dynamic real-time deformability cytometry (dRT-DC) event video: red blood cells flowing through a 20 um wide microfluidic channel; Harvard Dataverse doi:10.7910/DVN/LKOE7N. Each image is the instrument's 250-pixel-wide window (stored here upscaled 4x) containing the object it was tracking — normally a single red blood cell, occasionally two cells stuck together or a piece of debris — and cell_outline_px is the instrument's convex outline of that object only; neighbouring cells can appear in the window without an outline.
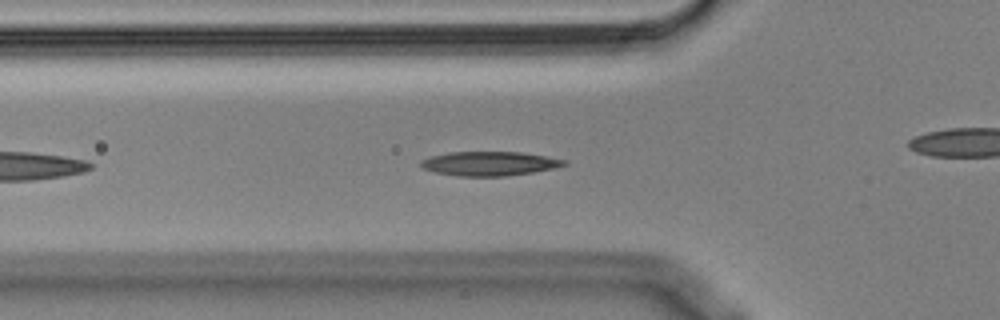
{"species": "Egyptian fruit bat (a non-hibernating species)", "species_latin": "Rousettus aegyptiacus", "temperature_condition": "cold", "stored_images_in_passage": 21, "camera_frame_rate_fps": 3000, "um_per_image_px": 0.085, "animal": {"sex": "male"}, "frame": {"image": 1, "passage_image": 7, "time_ms": 2.0, "image_size_px": [1000, 320], "cell_outline_px": [[568, 164], [556, 168], [508, 176], [456, 176], [436, 172], [420, 168], [420, 160], [428, 156], [448, 152], [520, 152], [568, 160]], "centroid_in_image_um": [41.57, 13.9], "position_along_channel_um": 84.2, "area_um2": 20.4}}
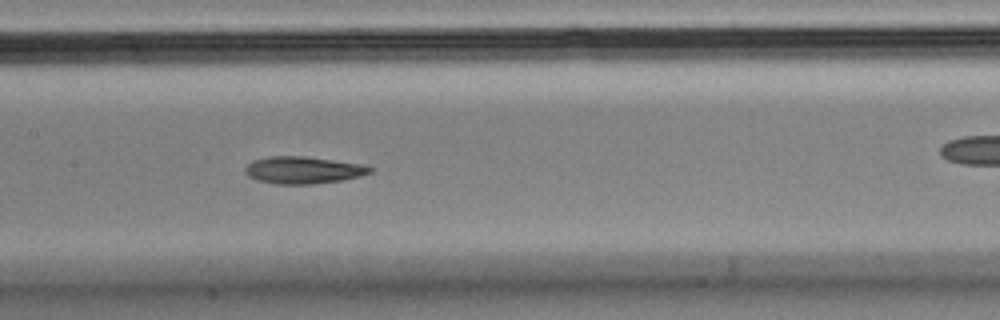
{"frame": {"image": 2, "passage_image": 15, "time_ms": 4.667, "image_size_px": [1000, 320], "cell_outline_px": [[372, 172], [360, 176], [344, 180], [312, 184], [276, 184], [256, 180], [248, 176], [244, 172], [244, 168], [252, 160], [268, 156], [304, 156], [360, 164], [372, 168]], "centroid_in_image_um": [25.72, 14.46], "position_along_channel_um": 181.7, "area_um2": 19.77}}
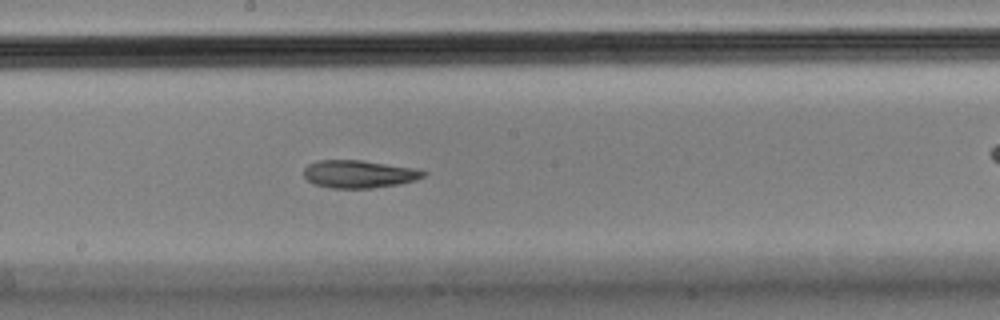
{"frame": {"image": 3, "passage_image": 18, "time_ms": 5.667, "image_size_px": [1000, 320], "cell_outline_px": [[428, 172], [424, 176], [416, 180], [400, 184], [372, 188], [332, 188], [312, 184], [304, 176], [304, 168], [308, 164], [320, 160], [360, 160], [416, 168]], "centroid_in_image_um": [30.52, 14.8], "position_along_channel_um": 217.7, "area_um2": 19.42}}